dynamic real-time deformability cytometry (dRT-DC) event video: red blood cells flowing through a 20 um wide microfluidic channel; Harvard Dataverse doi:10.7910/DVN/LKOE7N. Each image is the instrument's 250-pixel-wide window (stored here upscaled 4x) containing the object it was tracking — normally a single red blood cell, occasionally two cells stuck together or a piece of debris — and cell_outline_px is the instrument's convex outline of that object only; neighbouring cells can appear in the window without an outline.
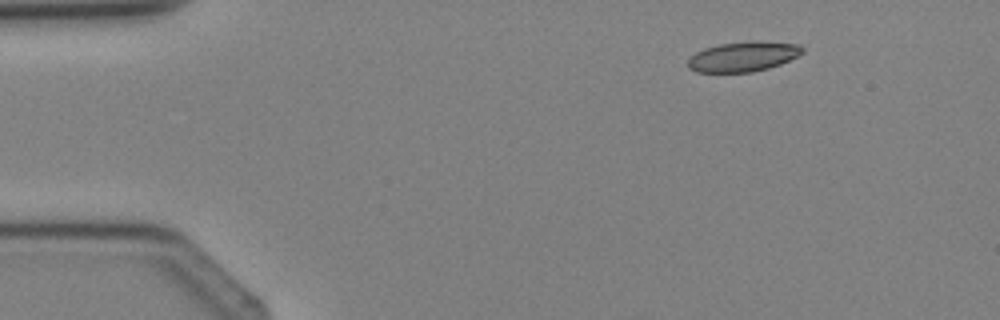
{"species": "Egyptian fruit bat (a non-hibernating species)", "species_latin": "Rousettus aegyptiacus", "temperature_condition": "cold", "stored_images_in_passage": 5, "camera_frame_rate_fps": 3000, "um_per_image_px": 0.085, "animal": {"sex": "female"}, "frame": {"image": 1, "passage_image": 2, "time_ms": 1.333, "image_size_px": [1000, 320], "cell_outline_px": [[804, 52], [780, 64], [768, 68], [752, 72], [696, 72], [688, 68], [688, 60], [696, 52], [704, 48], [720, 44], [752, 40], [800, 44], [804, 48]], "centroid_in_image_um": [63.17, 4.8], "position_along_channel_um": 21.8, "area_um2": 20.0}}
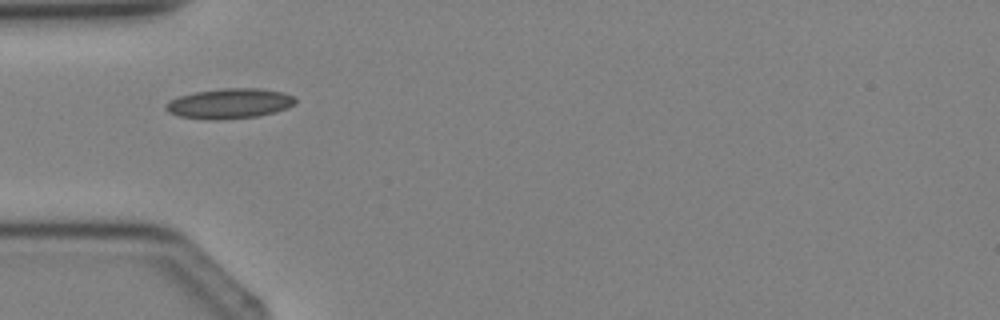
{"frame": {"image": 2, "passage_image": 4, "time_ms": 3.667, "image_size_px": [1000, 320], "cell_outline_px": [[296, 100], [288, 108], [276, 112], [256, 116], [212, 120], [180, 116], [168, 112], [164, 108], [164, 104], [168, 100], [180, 96], [196, 92], [220, 88], [260, 88], [280, 92], [292, 96]], "centroid_in_image_um": [19.46, 8.79], "position_along_channel_um": 65.5, "area_um2": 22.54}}
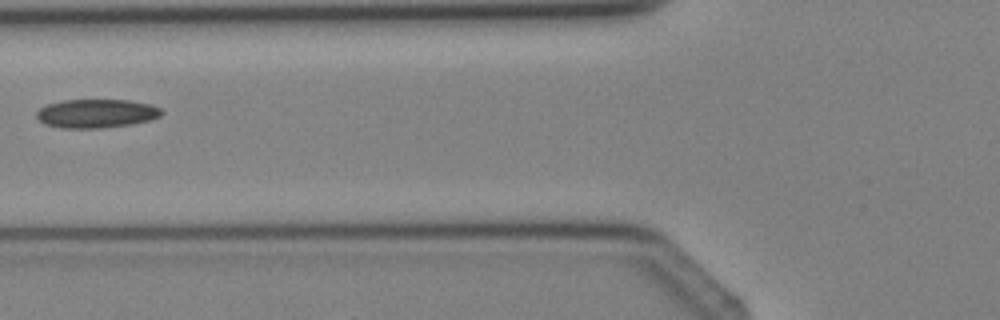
{"frame": {"image": 3, "passage_image": 5, "time_ms": 4.667, "image_size_px": [1000, 320], "cell_outline_px": [[164, 112], [160, 116], [148, 120], [128, 124], [100, 128], [60, 128], [44, 124], [36, 116], [36, 112], [40, 108], [48, 104], [64, 100], [128, 100], [152, 104], [160, 108]], "centroid_in_image_um": [8.18, 9.64], "position_along_channel_um": 117.6, "area_um2": 20.81}}